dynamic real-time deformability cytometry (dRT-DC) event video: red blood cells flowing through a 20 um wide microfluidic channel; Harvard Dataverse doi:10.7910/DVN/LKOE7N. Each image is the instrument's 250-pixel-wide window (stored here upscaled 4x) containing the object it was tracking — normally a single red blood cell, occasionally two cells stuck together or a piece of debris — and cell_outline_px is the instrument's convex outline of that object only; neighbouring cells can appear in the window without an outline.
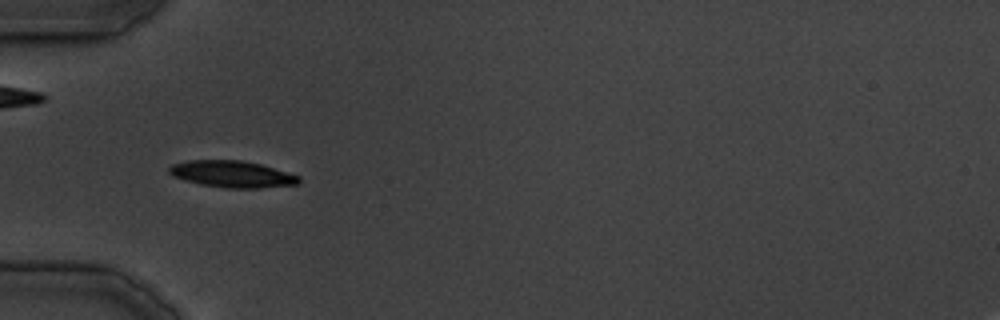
{"species": "common noctule bat (a hibernating species)", "species_latin": "Nyctalus noctula", "temperature_condition": "cold", "stored_images_in_passage": 9, "camera_frame_rate_fps": 3000, "um_per_image_px": 0.085, "animal": {"sex": "male", "body_mass_g": 19.5, "forearm_length_mm": 54.6}, "frame": {"image": 1, "passage_image": 3, "time_ms": 3.333, "image_size_px": [1000, 320], "cell_outline_px": [[300, 184], [256, 188], [228, 188], [200, 184], [172, 176], [168, 172], [168, 168], [172, 164], [188, 160], [240, 160], [260, 164], [300, 176]], "centroid_in_image_um": [19.72, 14.79], "position_along_channel_um": 65.3, "area_um2": 20.06}}
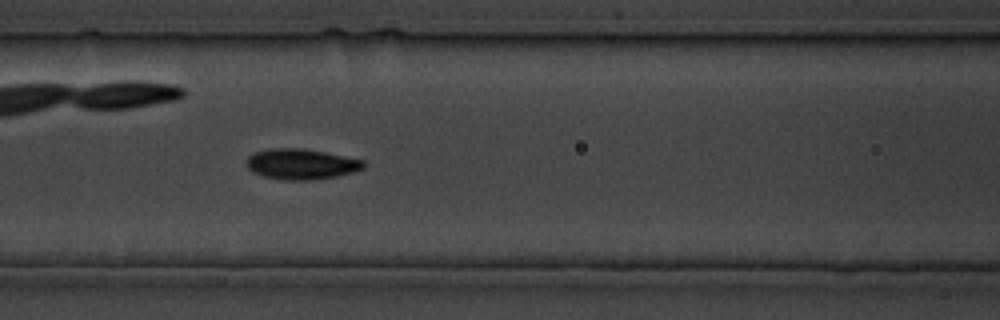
{"frame": {"image": 2, "passage_image": 7, "time_ms": 8.667, "image_size_px": [1000, 320], "cell_outline_px": [[364, 168], [352, 172], [336, 176], [312, 180], [284, 180], [264, 176], [252, 172], [248, 168], [248, 156], [252, 152], [272, 148], [300, 148], [324, 152], [364, 160]], "centroid_in_image_um": [25.58, 13.94], "position_along_channel_um": 141.0, "area_um2": 20.69}}